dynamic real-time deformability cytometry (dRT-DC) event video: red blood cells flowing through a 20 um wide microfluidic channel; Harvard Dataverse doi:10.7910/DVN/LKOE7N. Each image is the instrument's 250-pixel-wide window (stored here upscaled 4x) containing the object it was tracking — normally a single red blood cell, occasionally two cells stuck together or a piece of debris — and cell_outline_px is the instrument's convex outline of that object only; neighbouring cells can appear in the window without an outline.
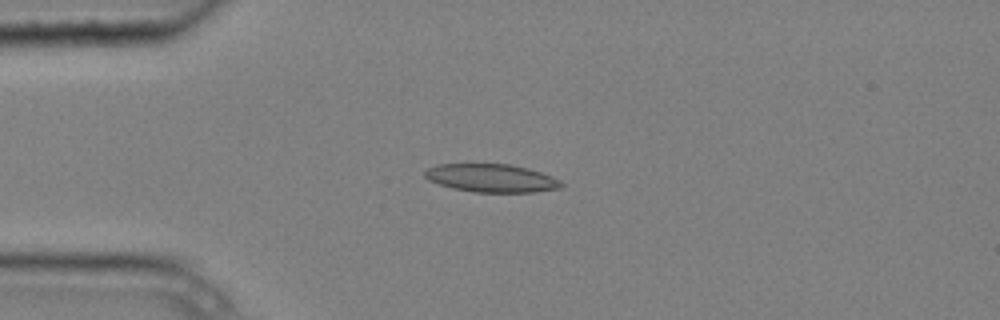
{"species": "common noctule bat (a hibernating species)", "species_latin": "Nyctalus noctula", "temperature_condition": "cold", "stored_images_in_passage": 1, "camera_frame_rate_fps": 3000, "um_per_image_px": 0.085, "animal": {"sex": "male", "body_mass_g": 20.4}, "frame": {"image": 1, "passage_image": 1, "time_ms": 0.0, "image_size_px": [1000, 320], "cell_outline_px": [[564, 184], [560, 188], [532, 192], [476, 192], [452, 188], [428, 180], [424, 176], [424, 172], [428, 168], [436, 164], [512, 164], [528, 168], [552, 176], [560, 180]], "centroid_in_image_um": [41.77, 15.13], "position_along_channel_um": 43.2, "area_um2": 22.37}}